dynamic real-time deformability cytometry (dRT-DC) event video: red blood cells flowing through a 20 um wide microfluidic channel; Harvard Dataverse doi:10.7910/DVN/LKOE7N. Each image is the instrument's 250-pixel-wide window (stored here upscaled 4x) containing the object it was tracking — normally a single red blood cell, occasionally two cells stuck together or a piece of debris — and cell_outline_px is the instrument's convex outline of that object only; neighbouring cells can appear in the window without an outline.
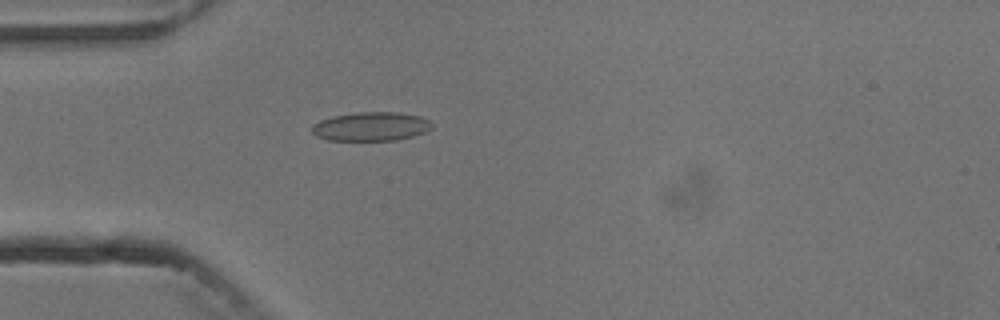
{"species": "common noctule bat (a hibernating species)", "species_latin": "Nyctalus noctula", "temperature_condition": "cold", "stored_images_in_passage": 5, "camera_frame_rate_fps": 3000, "um_per_image_px": 0.085, "animal": {"sex": "male", "body_mass_g": 13.3}, "frame": {"image": 1, "passage_image": 5, "time_ms": 4.667, "image_size_px": [1000, 320], "cell_outline_px": [[432, 128], [424, 132], [412, 136], [396, 140], [328, 140], [316, 136], [312, 132], [312, 124], [320, 120], [332, 116], [356, 112], [400, 112], [420, 116], [428, 120], [432, 124]], "centroid_in_image_um": [31.52, 10.74], "position_along_channel_um": 53.5, "area_um2": 20.23}}